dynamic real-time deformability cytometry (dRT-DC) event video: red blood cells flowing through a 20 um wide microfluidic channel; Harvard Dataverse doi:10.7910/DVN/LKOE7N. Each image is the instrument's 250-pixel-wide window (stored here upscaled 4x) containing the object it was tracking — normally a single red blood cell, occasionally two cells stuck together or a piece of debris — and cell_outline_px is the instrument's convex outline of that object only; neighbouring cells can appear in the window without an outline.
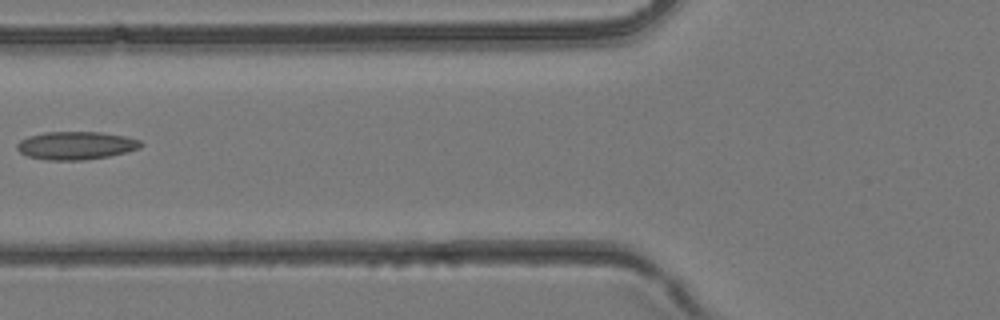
{"species": "common noctule bat (a hibernating species)", "species_latin": "Nyctalus noctula", "temperature_condition": "room temperature", "stored_images_in_passage": 3, "camera_frame_rate_fps": 3000, "um_per_image_px": 0.085, "animal": {"sex": "female", "body_mass_g": 24.6, "forearm_length_mm": 56.2}, "frame": {"image": 1, "passage_image": 3, "time_ms": 0.667, "image_size_px": [1000, 320], "cell_outline_px": [[144, 144], [140, 148], [128, 152], [108, 156], [84, 160], [48, 160], [28, 156], [20, 152], [16, 148], [16, 144], [20, 140], [28, 136], [44, 132], [100, 132], [124, 136], [140, 140]], "centroid_in_image_um": [6.46, 12.37], "position_along_channel_um": 119.3, "area_um2": 20.29}}